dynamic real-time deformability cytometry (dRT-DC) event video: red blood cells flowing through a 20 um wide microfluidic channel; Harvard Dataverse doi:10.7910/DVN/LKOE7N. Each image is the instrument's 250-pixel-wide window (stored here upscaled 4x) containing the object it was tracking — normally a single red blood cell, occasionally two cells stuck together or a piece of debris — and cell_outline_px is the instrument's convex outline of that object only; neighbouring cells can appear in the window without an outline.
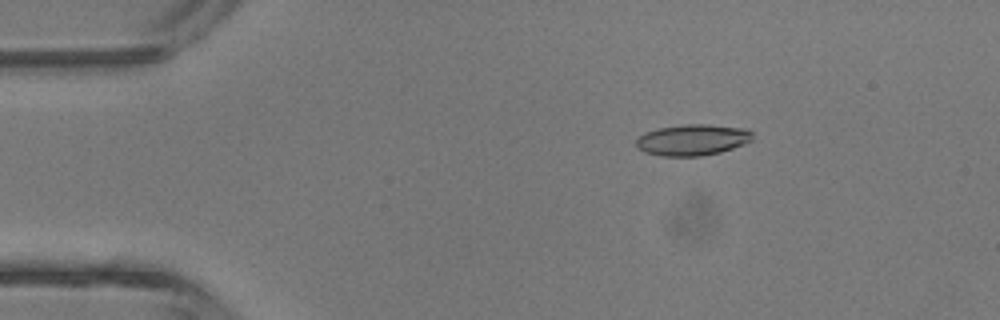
{"species": "common noctule bat (a hibernating species)", "species_latin": "Nyctalus noctula", "temperature_condition": "room temperature", "stored_images_in_passage": 3, "camera_frame_rate_fps": 3000, "um_per_image_px": 0.085, "animal": {"sex": "male", "body_mass_g": 13.3}, "frame": {"image": 1, "passage_image": 3, "time_ms": 3.0, "image_size_px": [1000, 320], "cell_outline_px": [[752, 140], [744, 144], [720, 152], [700, 156], [664, 156], [644, 152], [636, 148], [636, 140], [644, 132], [660, 128], [688, 124], [708, 124], [744, 128], [752, 132]], "centroid_in_image_um": [58.85, 11.89], "position_along_channel_um": 26.2, "area_um2": 21.04}}